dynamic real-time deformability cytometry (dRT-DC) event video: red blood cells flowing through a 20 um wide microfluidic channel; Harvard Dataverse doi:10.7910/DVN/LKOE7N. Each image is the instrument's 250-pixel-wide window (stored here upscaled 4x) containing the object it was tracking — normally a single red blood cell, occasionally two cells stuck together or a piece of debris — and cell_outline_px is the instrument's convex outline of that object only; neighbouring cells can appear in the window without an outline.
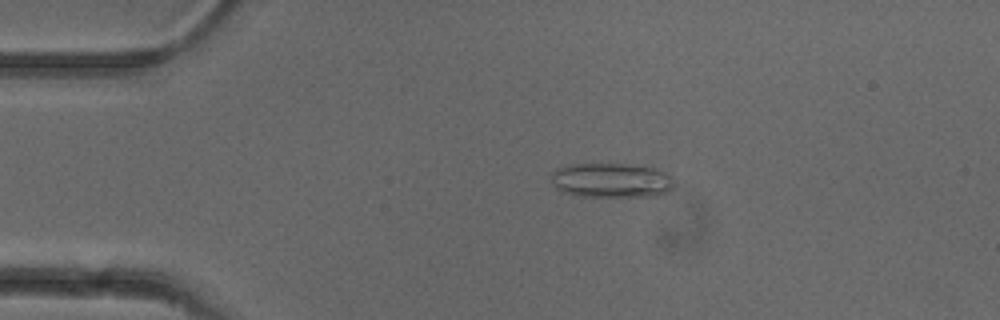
{"species": "common noctule bat (a hibernating species)", "species_latin": "Nyctalus noctula", "temperature_condition": "cold", "stored_images_in_passage": 51, "camera_frame_rate_fps": 3000, "um_per_image_px": 0.085, "animal": {"sex": "female"}, "frame": {"image": 1, "passage_image": 10, "time_ms": 3.0, "image_size_px": [1000, 320], "cell_outline_px": [[672, 188], [668, 192], [656, 196], [580, 196], [564, 192], [556, 188], [548, 176], [556, 168], [572, 164], [628, 164], [656, 168], [664, 172], [668, 176], [672, 184]], "centroid_in_image_um": [51.91, 15.32], "position_along_channel_um": 33.1, "area_um2": 24.74}}
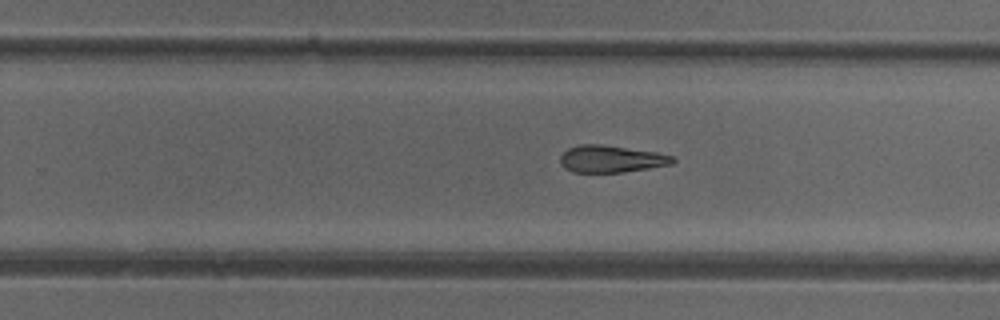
{"frame": {"image": 2, "passage_image": 32, "time_ms": 10.333, "image_size_px": [1000, 320], "cell_outline_px": [[676, 160], [672, 164], [624, 172], [572, 172], [564, 168], [560, 164], [560, 156], [568, 148], [580, 144], [600, 144], [656, 152], [672, 156]], "centroid_in_image_um": [51.92, 13.51], "position_along_channel_um": 277.9, "area_um2": 17.69}}
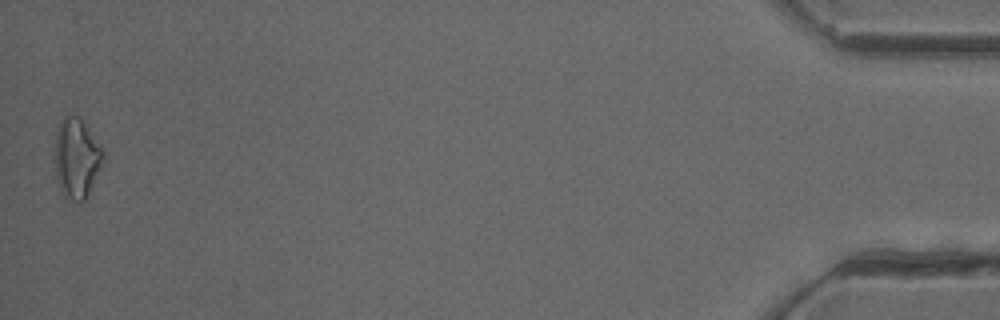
{"frame": {"image": 3, "passage_image": 51, "time_ms": 16.667, "image_size_px": [1000, 320], "cell_outline_px": [[104, 160], [84, 200], [80, 204], [64, 196], [60, 192], [56, 176], [56, 132], [60, 120], [64, 116], [76, 116], [84, 124], [104, 152]], "centroid_in_image_um": [6.49, 13.48], "position_along_channel_um": 428.7, "area_um2": 21.91}}